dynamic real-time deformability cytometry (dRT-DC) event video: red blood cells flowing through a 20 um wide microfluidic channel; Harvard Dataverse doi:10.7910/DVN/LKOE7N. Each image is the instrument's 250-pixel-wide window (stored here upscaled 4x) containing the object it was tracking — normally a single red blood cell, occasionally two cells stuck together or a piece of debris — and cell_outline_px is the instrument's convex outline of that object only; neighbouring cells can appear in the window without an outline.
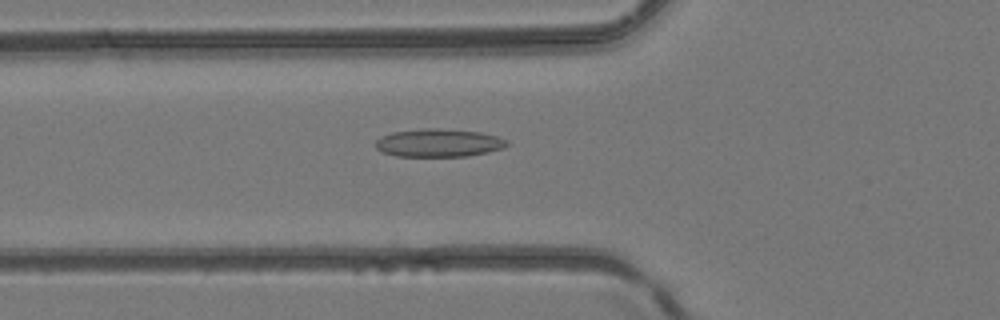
{"species": "common noctule bat (a hibernating species)", "species_latin": "Nyctalus noctula", "temperature_condition": "room temperature", "stored_images_in_passage": 42, "camera_frame_rate_fps": 3000, "um_per_image_px": 0.085, "animal": {"sex": "female", "body_mass_g": 24.6, "forearm_length_mm": 56.2}, "frame": {"image": 1, "passage_image": 18, "time_ms": 5.667, "image_size_px": [1000, 320], "cell_outline_px": [[508, 144], [504, 148], [488, 152], [468, 156], [396, 156], [384, 152], [376, 148], [376, 140], [380, 136], [392, 132], [424, 128], [436, 128], [480, 132], [496, 136], [508, 140]], "centroid_in_image_um": [37.29, 12.14], "position_along_channel_um": 88.5, "area_um2": 21.44}}
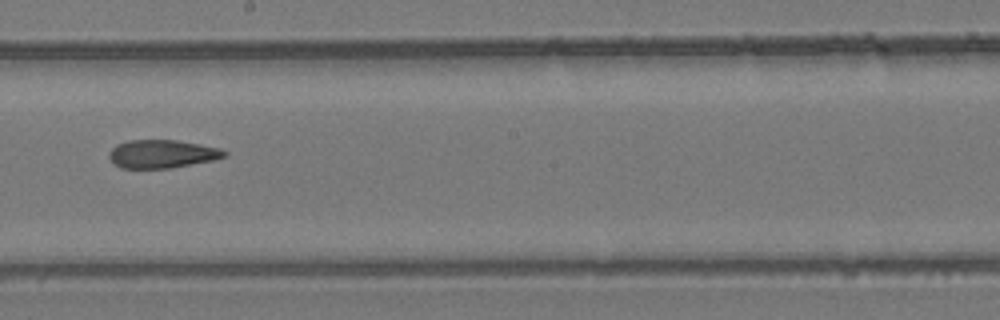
{"frame": {"image": 2, "passage_image": 28, "time_ms": 9.0, "image_size_px": [1000, 320], "cell_outline_px": [[228, 152], [224, 156], [212, 160], [172, 168], [120, 168], [108, 156], [112, 148], [116, 144], [128, 140], [176, 140], [200, 144], [220, 148]], "centroid_in_image_um": [13.77, 13.08], "position_along_channel_um": 234.4, "area_um2": 18.84}}
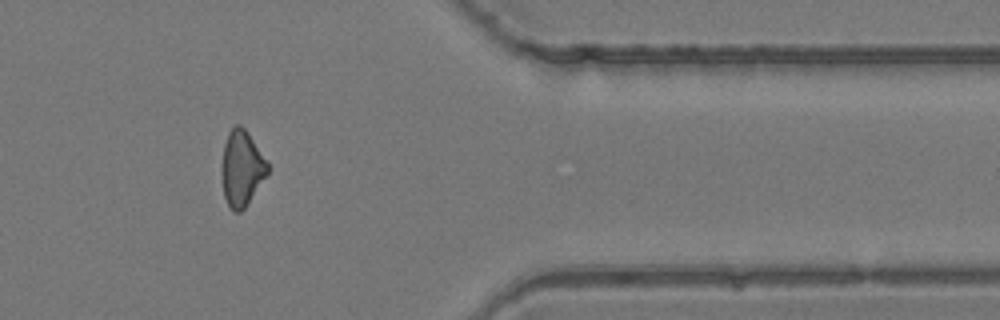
{"frame": {"image": 3, "passage_image": 39, "time_ms": 12.667, "image_size_px": [1000, 320], "cell_outline_px": [[268, 172], [244, 208], [240, 212], [232, 212], [224, 196], [220, 172], [224, 144], [228, 132], [236, 124], [240, 124], [248, 132], [268, 164]], "centroid_in_image_um": [20.5, 14.3], "position_along_channel_um": 390.9, "area_um2": 20.06}}